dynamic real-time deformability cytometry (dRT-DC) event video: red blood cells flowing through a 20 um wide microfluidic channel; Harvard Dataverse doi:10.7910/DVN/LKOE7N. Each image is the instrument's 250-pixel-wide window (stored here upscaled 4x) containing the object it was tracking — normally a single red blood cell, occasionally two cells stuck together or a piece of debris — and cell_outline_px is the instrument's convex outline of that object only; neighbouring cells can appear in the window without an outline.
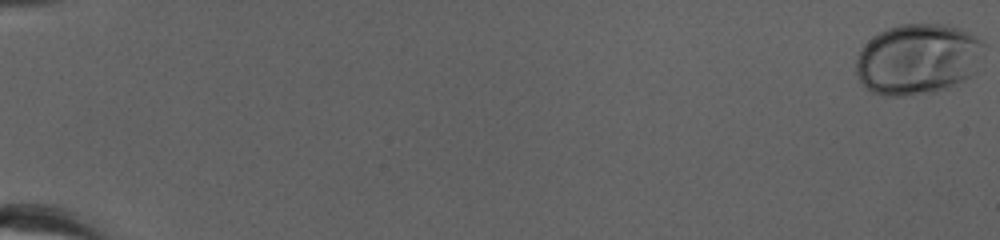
{"species": "human", "species_latin": "Homo sapiens", "temperature_condition": "cold", "stored_images_in_passage": 47, "camera_frame_rate_fps": 3000, "um_per_image_px": 0.085, "donor": {"sex": "female"}, "frame": {"image": 1, "passage_image": 1, "time_ms": 0.0, "image_size_px": [1000, 240], "cell_outline_px": [[984, 44], [976, 72], [972, 76], [948, 88], [936, 92], [904, 96], [884, 96], [872, 92], [860, 80], [856, 72], [856, 60], [860, 48], [872, 36], [888, 28], [900, 24], [948, 24], [960, 28], [984, 40]], "centroid_in_image_um": [78.03, 5.02], "position_along_channel_um": 7.0, "area_um2": 53.29}}
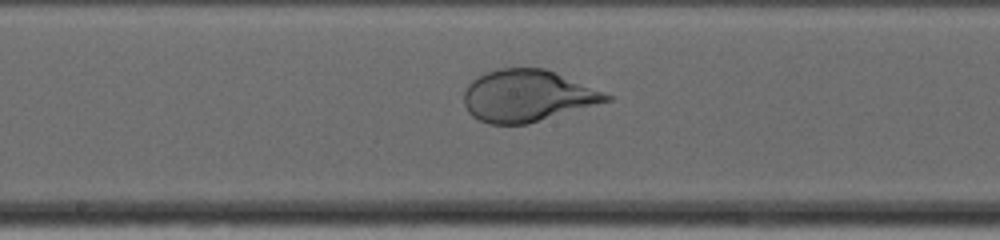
{"frame": {"image": 2, "passage_image": 31, "time_ms": 10.0, "image_size_px": [1000, 240], "cell_outline_px": [[616, 96], [612, 100], [528, 124], [488, 124], [472, 116], [468, 112], [464, 104], [464, 92], [468, 84], [472, 80], [488, 72], [500, 68], [544, 68]], "centroid_in_image_um": [44.84, 8.15], "position_along_channel_um": 203.4, "area_um2": 42.89}}
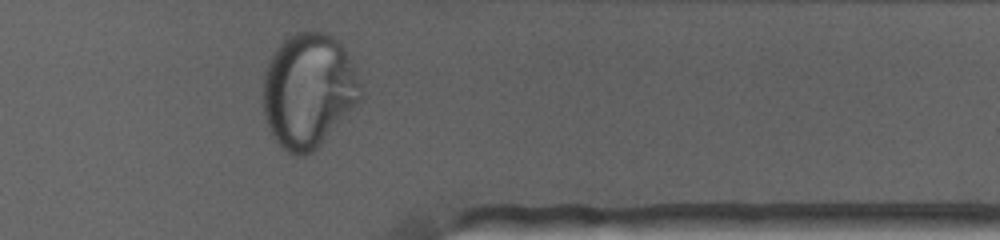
{"frame": {"image": 3, "passage_image": 45, "time_ms": 14.667, "image_size_px": [1000, 240], "cell_outline_px": [[360, 100], [320, 144], [312, 152], [304, 156], [292, 156], [272, 136], [264, 116], [264, 72], [268, 60], [276, 48], [288, 36], [296, 32], [324, 32], [332, 36], [344, 48], [356, 72], [360, 84]], "centroid_in_image_um": [26.19, 7.69], "position_along_channel_um": 385.2, "area_um2": 64.45}, "authors_computed_cell_mechanics": {"area_um2": 46.8758, "velocity_mm_per_s": 3.9939, "shape_relaxation_time_tau1_ms": 5.3117, "shape_relaxation_time_tau2_ms": null, "deformation_change_tau1": 0.2663, "deformation_change_tau2": null}}